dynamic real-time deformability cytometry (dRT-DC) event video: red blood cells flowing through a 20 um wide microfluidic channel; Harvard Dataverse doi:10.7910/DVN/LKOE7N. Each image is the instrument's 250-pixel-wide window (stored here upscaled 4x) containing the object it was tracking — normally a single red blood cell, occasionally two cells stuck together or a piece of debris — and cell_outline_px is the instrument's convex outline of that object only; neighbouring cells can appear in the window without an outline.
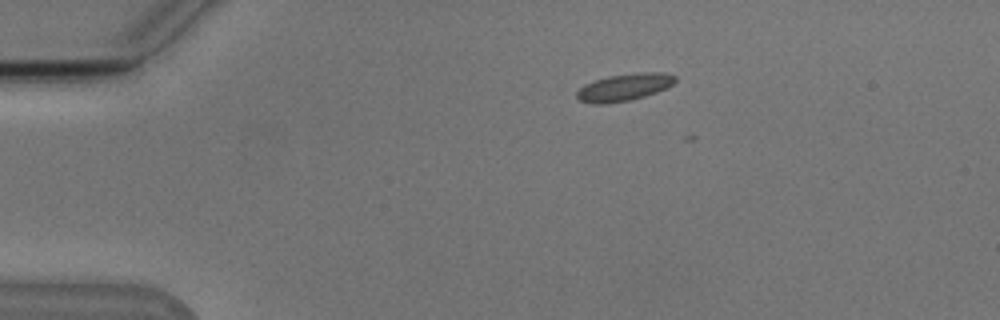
{"species": "Egyptian fruit bat (a non-hibernating species)", "species_latin": "Rousettus aegyptiacus", "temperature_condition": "cold", "stored_images_in_passage": 7, "camera_frame_rate_fps": 3000, "um_per_image_px": 0.085, "animal": {"sex": "male"}, "frame": {"image": 1, "passage_image": 1, "time_ms": 0.0, "image_size_px": [1000, 320], "cell_outline_px": [[676, 80], [668, 88], [644, 96], [628, 100], [608, 104], [592, 104], [580, 100], [576, 96], [576, 92], [584, 84], [608, 76], [636, 72], [664, 72], [676, 76]], "centroid_in_image_um": [53.07, 7.41], "position_along_channel_um": 31.9, "area_um2": 15.66}}